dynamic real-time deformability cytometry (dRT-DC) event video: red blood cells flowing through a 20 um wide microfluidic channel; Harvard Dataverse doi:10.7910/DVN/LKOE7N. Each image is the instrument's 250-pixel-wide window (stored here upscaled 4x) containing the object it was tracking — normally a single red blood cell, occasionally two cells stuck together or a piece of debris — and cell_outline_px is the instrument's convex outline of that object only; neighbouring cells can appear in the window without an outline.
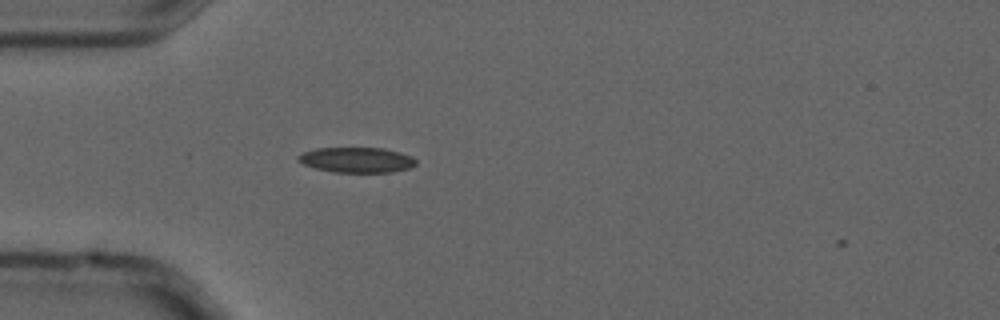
{"species": "common noctule bat (a hibernating species)", "species_latin": "Nyctalus noctula", "temperature_condition": "cold", "stored_images_in_passage": 3, "segment_of_instrument_passage": [1, 2], "camera_frame_rate_fps": 3000, "um_per_image_px": 0.085, "animal": {"sex": "male", "forearm_length_mm": 52.5}, "frame": {"image": 1, "passage_image": 2, "time_ms": 0.333, "image_size_px": [1000, 320], "cell_outline_px": [[416, 164], [412, 168], [392, 172], [332, 172], [316, 168], [304, 164], [296, 160], [296, 156], [304, 152], [316, 148], [384, 148], [400, 152], [412, 156], [416, 160]], "centroid_in_image_um": [30.34, 13.59], "position_along_channel_um": 54.7, "area_um2": 17.46}}